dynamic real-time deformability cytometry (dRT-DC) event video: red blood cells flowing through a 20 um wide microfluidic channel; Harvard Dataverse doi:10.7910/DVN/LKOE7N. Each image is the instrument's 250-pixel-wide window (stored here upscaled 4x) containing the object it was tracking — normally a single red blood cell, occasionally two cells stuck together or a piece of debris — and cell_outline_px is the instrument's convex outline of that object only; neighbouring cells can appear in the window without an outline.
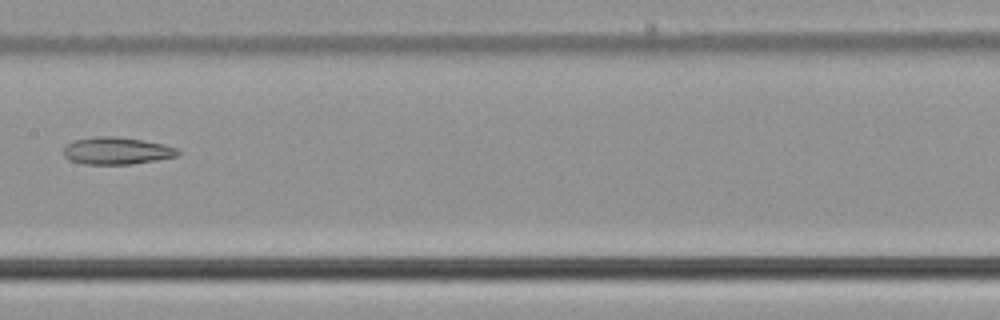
{"species": "common noctule bat (a hibernating species)", "species_latin": "Nyctalus noctula", "temperature_condition": "cold", "stored_images_in_passage": 8, "camera_frame_rate_fps": 3000, "um_per_image_px": 0.085, "animal": {"sex": "male", "body_mass_g": 21.5, "forearm_length_mm": 52.0}, "frame": {"image": 1, "passage_image": 7, "time_ms": 2.0, "image_size_px": [1000, 320], "cell_outline_px": [[180, 156], [132, 164], [84, 164], [72, 160], [64, 156], [64, 148], [72, 140], [96, 136], [112, 136], [140, 140], [164, 144], [176, 148], [180, 152]], "centroid_in_image_um": [9.93, 12.82], "position_along_channel_um": 197.5, "area_um2": 18.03}}
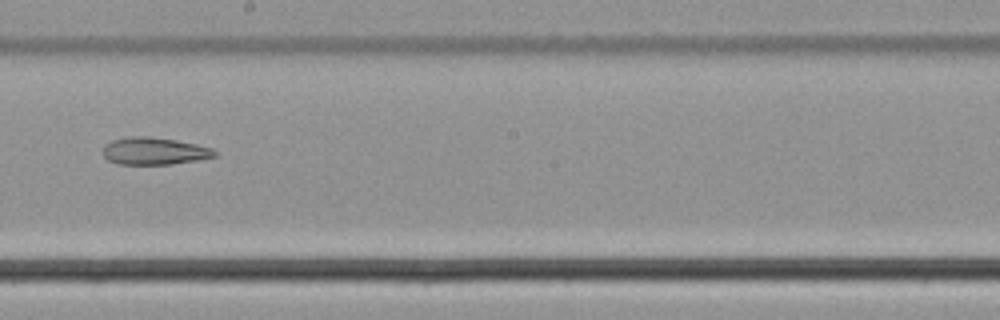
{"frame": {"image": 2, "passage_image": 8, "time_ms": 2.333, "image_size_px": [1000, 320], "cell_outline_px": [[216, 156], [196, 160], [172, 164], [116, 164], [108, 160], [104, 156], [104, 144], [112, 140], [128, 136], [148, 136], [176, 140], [196, 144], [212, 148], [216, 152]], "centroid_in_image_um": [13.09, 12.83], "position_along_channel_um": 235.1, "area_um2": 17.74}}